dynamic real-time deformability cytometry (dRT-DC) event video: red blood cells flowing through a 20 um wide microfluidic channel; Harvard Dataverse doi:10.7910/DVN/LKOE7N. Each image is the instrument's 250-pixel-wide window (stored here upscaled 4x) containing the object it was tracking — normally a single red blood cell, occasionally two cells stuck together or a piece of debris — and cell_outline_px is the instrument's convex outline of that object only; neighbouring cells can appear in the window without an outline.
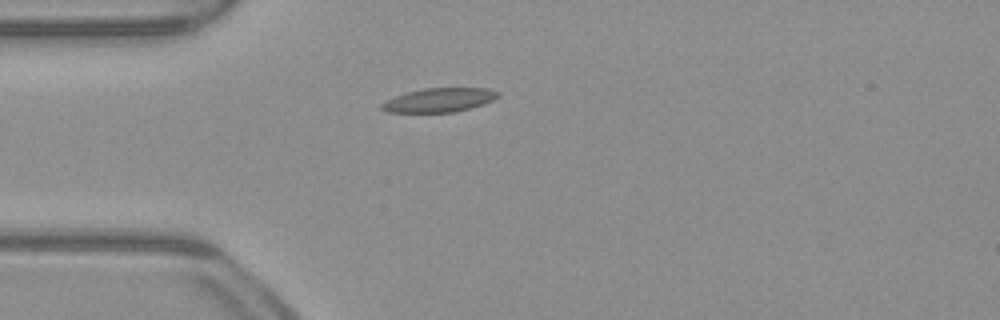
{"species": "common noctule bat (a hibernating species)", "species_latin": "Nyctalus noctula", "temperature_condition": "warm", "stored_images_in_passage": 39, "camera_frame_rate_fps": 3000, "um_per_image_px": 0.085, "animal": {"sex": "male", "body_mass_g": 23.1, "forearm_length_mm": 52.7}, "frame": {"image": 1, "passage_image": 1, "time_ms": 0.0, "image_size_px": [1000, 320], "cell_outline_px": [[500, 96], [484, 104], [472, 108], [452, 112], [388, 112], [380, 108], [380, 104], [396, 96], [408, 92], [424, 88], [488, 88], [500, 92]], "centroid_in_image_um": [37.38, 8.5], "position_along_channel_um": 47.6, "area_um2": 16.18}}
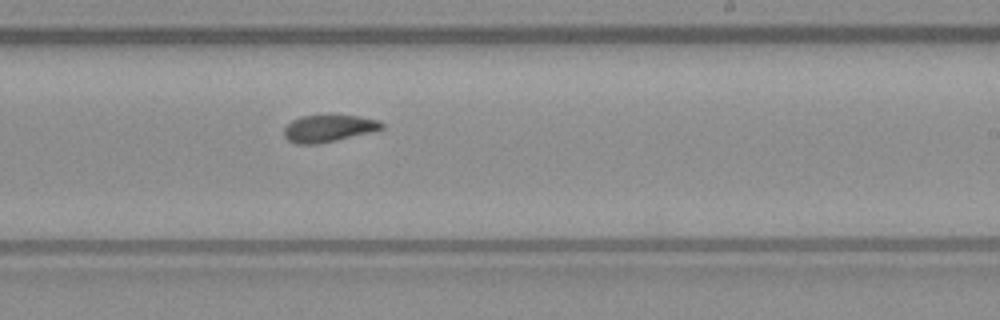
{"frame": {"image": 2, "passage_image": 18, "time_ms": 5.667, "image_size_px": [1000, 320], "cell_outline_px": [[384, 128], [320, 144], [296, 144], [288, 140], [284, 136], [284, 128], [292, 120], [300, 116], [360, 116], [380, 120], [384, 124]], "centroid_in_image_um": [27.91, 10.92], "position_along_channel_um": 261.1, "area_um2": 15.2}}
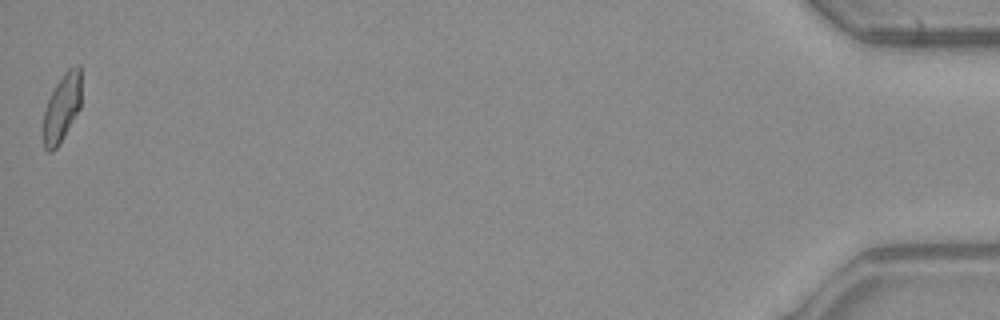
{"frame": {"image": 3, "passage_image": 39, "time_ms": 12.667, "image_size_px": [1000, 320], "cell_outline_px": [[80, 108], [64, 136], [56, 148], [52, 152], [48, 152], [44, 148], [40, 132], [44, 108], [56, 84], [64, 72], [68, 68], [76, 64], [80, 64]], "centroid_in_image_um": [5.2, 9.21], "position_along_channel_um": 430.0, "area_um2": 15.43}, "authors_computed_cell_mechanics": {"area_um2": 15.606, "velocity_mm_per_s": 3.9629, "shape_relaxation_time_tau1_ms": null, "shape_relaxation_time_tau2_ms": 1.7695, "deformation_change_tau1": null, "deformation_change_tau2": 0.0632}}